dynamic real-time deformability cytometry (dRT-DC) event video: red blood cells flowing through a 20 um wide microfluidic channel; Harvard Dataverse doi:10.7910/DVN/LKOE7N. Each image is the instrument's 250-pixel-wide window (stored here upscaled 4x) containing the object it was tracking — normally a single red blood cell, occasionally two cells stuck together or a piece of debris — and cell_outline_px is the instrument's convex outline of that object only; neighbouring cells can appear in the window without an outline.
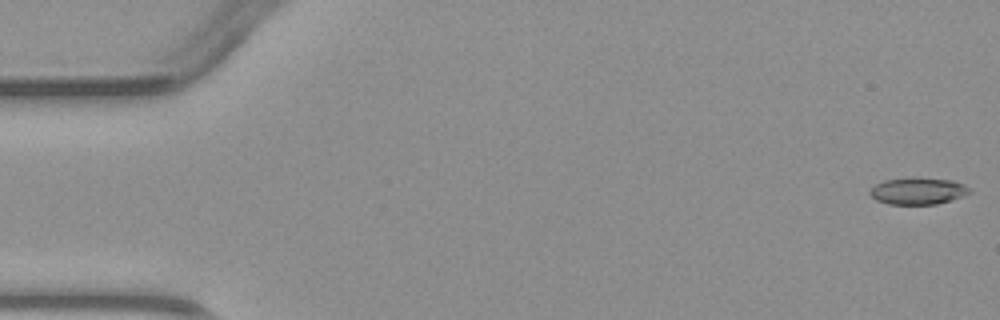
{"species": "common noctule bat (a hibernating species)", "species_latin": "Nyctalus noctula", "temperature_condition": "warm", "stored_images_in_passage": 5, "camera_frame_rate_fps": 3000, "um_per_image_px": 0.085, "animal": {"sex": "male", "body_mass_g": 23.1, "forearm_length_mm": 52.7}, "frame": {"image": 1, "passage_image": 1, "time_ms": 0.0, "image_size_px": [1000, 320], "cell_outline_px": [[972, 192], [964, 196], [936, 204], [888, 204], [876, 200], [868, 192], [876, 184], [884, 180], [952, 180], [964, 184]], "centroid_in_image_um": [78.04, 16.28], "position_along_channel_um": 7.0, "area_um2": 14.8}}
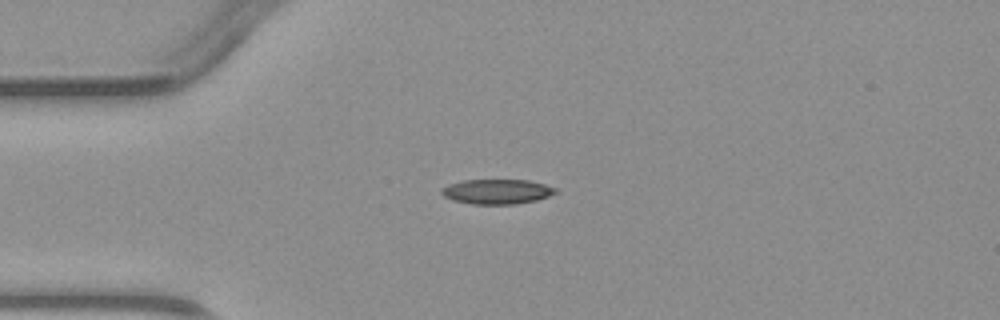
{"frame": {"image": 2, "passage_image": 4, "time_ms": 3.667, "image_size_px": [1000, 320], "cell_outline_px": [[556, 192], [548, 196], [536, 200], [516, 204], [472, 204], [452, 200], [444, 196], [440, 192], [440, 188], [448, 184], [464, 180], [528, 180], [544, 184], [556, 188]], "centroid_in_image_um": [42.19, 16.28], "position_along_channel_um": 42.8, "area_um2": 16.47}}